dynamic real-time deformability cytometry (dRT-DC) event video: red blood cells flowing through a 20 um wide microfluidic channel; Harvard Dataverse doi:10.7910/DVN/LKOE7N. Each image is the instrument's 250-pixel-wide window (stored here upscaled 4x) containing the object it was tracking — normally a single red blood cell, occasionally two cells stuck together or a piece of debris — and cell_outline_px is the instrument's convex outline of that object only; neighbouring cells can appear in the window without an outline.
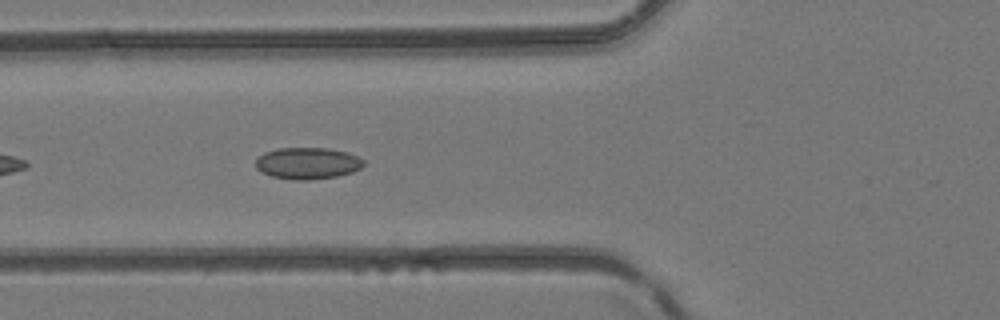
{"species": "common noctule bat (a hibernating species)", "species_latin": "Nyctalus noctula", "temperature_condition": "room temperature", "stored_images_in_passage": 29, "camera_frame_rate_fps": 3000, "um_per_image_px": 0.085, "animal": {"sex": "female", "body_mass_g": 24.6, "forearm_length_mm": 56.2}, "frame": {"image": 1, "passage_image": 5, "time_ms": 1.333, "image_size_px": [1000, 320], "cell_outline_px": [[364, 164], [360, 168], [352, 172], [336, 176], [308, 180], [296, 180], [272, 176], [260, 172], [256, 168], [256, 156], [264, 152], [276, 148], [328, 148], [348, 152], [364, 160]], "centroid_in_image_um": [26.1, 13.86], "position_along_channel_um": 99.7, "area_um2": 20.0}}
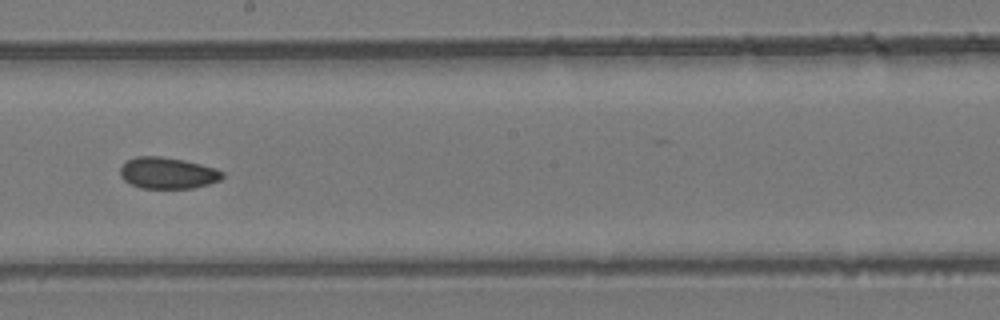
{"frame": {"image": 2, "passage_image": 14, "time_ms": 4.333, "image_size_px": [1000, 320], "cell_outline_px": [[224, 176], [220, 180], [208, 184], [192, 188], [140, 188], [124, 180], [120, 176], [120, 168], [128, 160], [136, 156], [160, 156], [184, 160], [216, 168], [224, 172]], "centroid_in_image_um": [14.26, 14.7], "position_along_channel_um": 233.9, "area_um2": 18.67}}
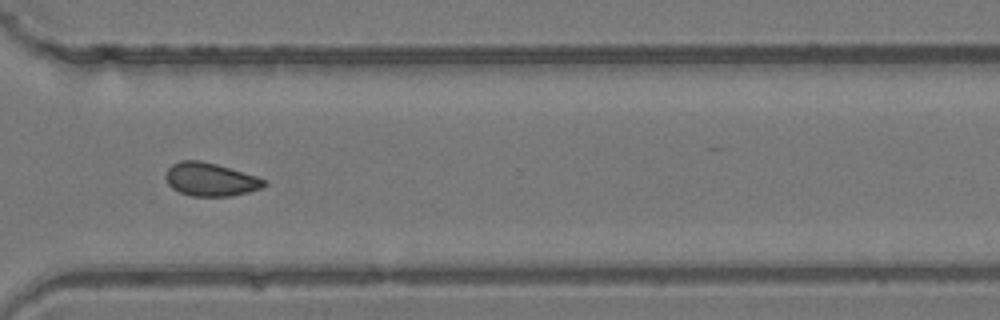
{"frame": {"image": 3, "passage_image": 22, "time_ms": 7.0, "image_size_px": [1000, 320], "cell_outline_px": [[268, 184], [260, 188], [248, 192], [232, 196], [192, 196], [180, 192], [172, 188], [168, 184], [164, 176], [168, 168], [172, 164], [180, 160], [200, 160], [216, 164], [256, 176], [268, 180]], "centroid_in_image_um": [17.88, 15.25], "position_along_channel_um": 352.7, "area_um2": 19.13}}